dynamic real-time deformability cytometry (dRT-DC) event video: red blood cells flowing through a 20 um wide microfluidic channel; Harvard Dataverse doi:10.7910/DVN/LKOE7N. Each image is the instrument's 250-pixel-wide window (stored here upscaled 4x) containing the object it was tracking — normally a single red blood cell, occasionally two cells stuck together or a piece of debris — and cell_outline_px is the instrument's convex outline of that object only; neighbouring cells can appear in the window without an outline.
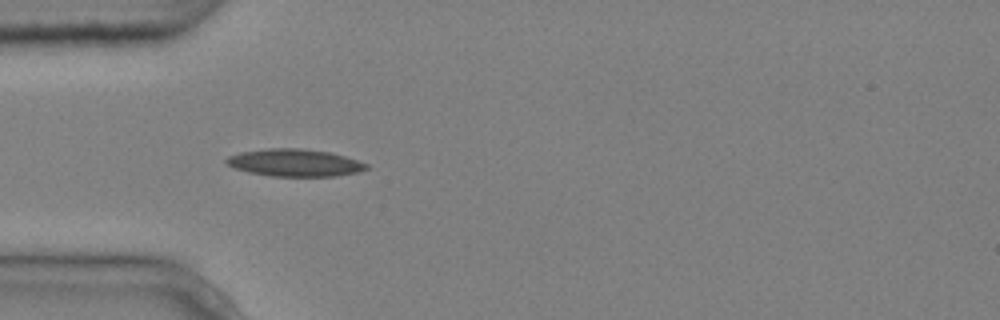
{"species": "common noctule bat (a hibernating species)", "species_latin": "Nyctalus noctula", "temperature_condition": "cold", "stored_images_in_passage": 6, "camera_frame_rate_fps": 3000, "um_per_image_px": 0.085, "animal": {"sex": "male", "body_mass_g": 20.4}, "frame": {"image": 1, "passage_image": 4, "time_ms": 1.0, "image_size_px": [1000, 320], "cell_outline_px": [[368, 168], [356, 172], [336, 176], [272, 176], [248, 172], [232, 168], [224, 160], [228, 156], [240, 152], [268, 148], [304, 148], [328, 152], [344, 156], [368, 164]], "centroid_in_image_um": [25.0, 13.83], "position_along_channel_um": 60.0, "area_um2": 22.25}}
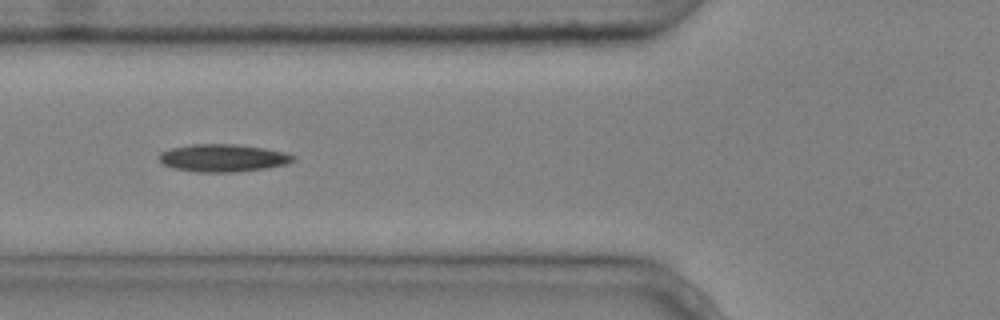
{"frame": {"image": 2, "passage_image": 5, "time_ms": 1.333, "image_size_px": [1000, 320], "cell_outline_px": [[296, 160], [288, 164], [264, 168], [236, 172], [196, 172], [172, 168], [164, 164], [160, 160], [160, 152], [172, 148], [192, 144], [236, 144], [264, 148], [284, 152], [296, 156]], "centroid_in_image_um": [18.98, 13.43], "position_along_channel_um": 106.8, "area_um2": 21.56}}